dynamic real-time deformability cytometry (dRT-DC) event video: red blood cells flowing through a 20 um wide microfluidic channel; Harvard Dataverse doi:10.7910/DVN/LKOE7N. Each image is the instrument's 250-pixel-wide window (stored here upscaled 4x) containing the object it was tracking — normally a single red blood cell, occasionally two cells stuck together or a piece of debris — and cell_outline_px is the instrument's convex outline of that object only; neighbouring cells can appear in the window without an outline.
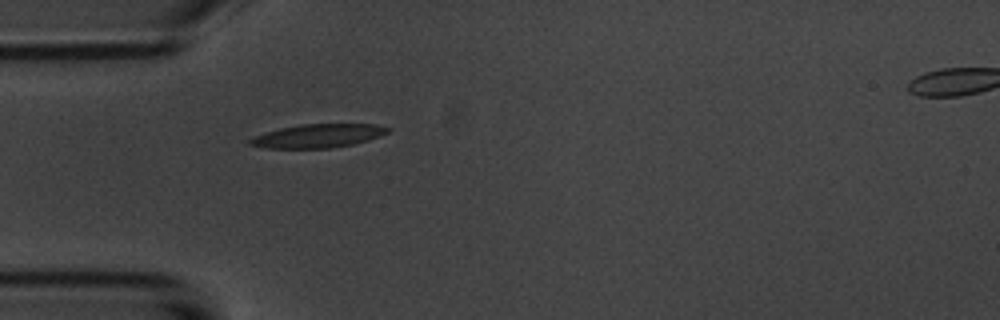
{"species": "common noctule bat (a hibernating species)", "species_latin": "Nyctalus noctula", "temperature_condition": "room temperature", "stored_images_in_passage": 2, "camera_frame_rate_fps": 3000, "um_per_image_px": 0.085, "animal": {"sex": "male", "body_mass_g": 20.1, "forearm_length_mm": 53.5}, "frame": {"image": 1, "passage_image": 1, "time_ms": 0.0, "image_size_px": [1000, 320], "cell_outline_px": [[392, 128], [388, 132], [380, 136], [368, 140], [352, 144], [332, 148], [268, 148], [248, 144], [248, 140], [252, 136], [280, 128], [300, 124], [376, 124]], "centroid_in_image_um": [27.03, 11.54], "position_along_channel_um": 58.0, "area_um2": 18.96}}